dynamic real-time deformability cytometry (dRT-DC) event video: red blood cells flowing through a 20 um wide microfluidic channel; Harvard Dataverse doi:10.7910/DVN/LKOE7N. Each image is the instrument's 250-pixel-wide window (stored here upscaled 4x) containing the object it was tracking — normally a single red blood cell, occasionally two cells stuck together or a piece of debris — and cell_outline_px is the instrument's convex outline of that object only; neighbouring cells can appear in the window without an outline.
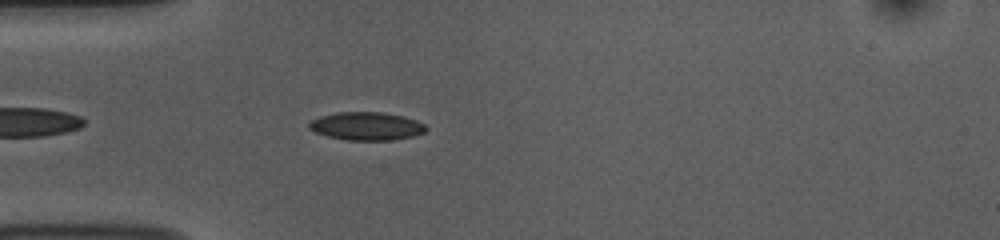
{"species": "common noctule bat (a hibernating species)", "species_latin": "Nyctalus noctula", "temperature_condition": "room temperature", "stored_images_in_passage": 38, "camera_frame_rate_fps": 3000, "um_per_image_px": 0.085, "animal": {"sex": "female", "body_mass_g": 10.0, "forearm_length_mm": 53.1}, "frame": {"image": 1, "passage_image": 5, "time_ms": 1.333, "image_size_px": [1000, 240], "cell_outline_px": [[428, 128], [424, 132], [412, 136], [392, 140], [348, 140], [328, 136], [316, 132], [308, 128], [308, 124], [312, 120], [320, 116], [336, 112], [384, 112], [404, 116], [416, 120], [424, 124]], "centroid_in_image_um": [31.16, 10.71], "position_along_channel_um": 53.8, "area_um2": 19.13}}
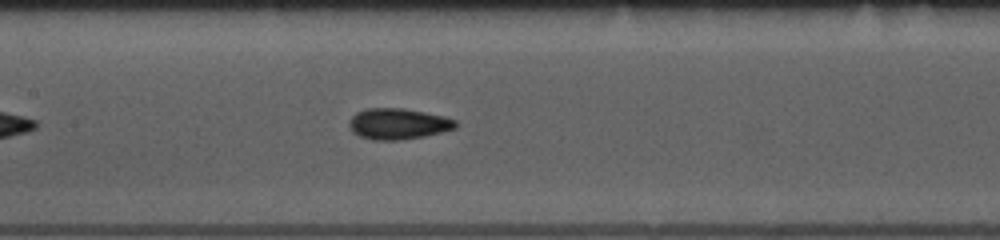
{"frame": {"image": 2, "passage_image": 15, "time_ms": 4.667, "image_size_px": [1000, 240], "cell_outline_px": [[456, 128], [424, 136], [396, 140], [376, 140], [360, 136], [352, 132], [348, 124], [348, 120], [356, 112], [364, 108], [400, 108], [424, 112], [444, 116], [456, 120]], "centroid_in_image_um": [33.79, 10.51], "position_along_channel_um": 173.6, "area_um2": 19.13}}
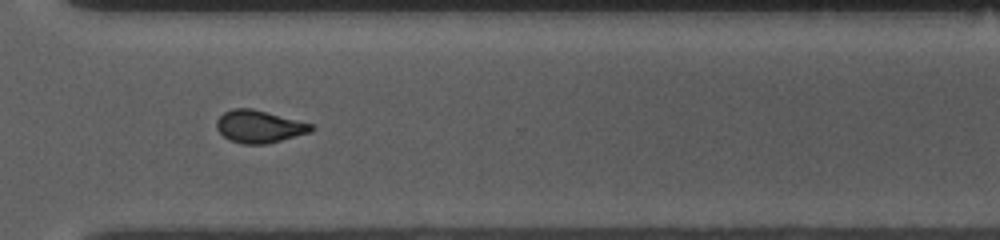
{"frame": {"image": 3, "passage_image": 29, "time_ms": 9.333, "image_size_px": [1000, 240], "cell_outline_px": [[316, 128], [312, 132], [264, 144], [244, 144], [232, 140], [224, 136], [216, 128], [216, 120], [224, 112], [232, 108], [252, 108], [312, 124]], "centroid_in_image_um": [22.03, 10.74], "position_along_channel_um": 348.6, "area_um2": 17.74}, "authors_computed_cell_mechanics": {"area_um2": 18.3515, "velocity_mm_per_s": 3.7644, "shape_relaxation_time_tau1_ms": 4.9436, "shape_relaxation_time_tau2_ms": 1.5126, "deformation_change_tau1": 0.118, "deformation_change_tau2": 0.0771}}